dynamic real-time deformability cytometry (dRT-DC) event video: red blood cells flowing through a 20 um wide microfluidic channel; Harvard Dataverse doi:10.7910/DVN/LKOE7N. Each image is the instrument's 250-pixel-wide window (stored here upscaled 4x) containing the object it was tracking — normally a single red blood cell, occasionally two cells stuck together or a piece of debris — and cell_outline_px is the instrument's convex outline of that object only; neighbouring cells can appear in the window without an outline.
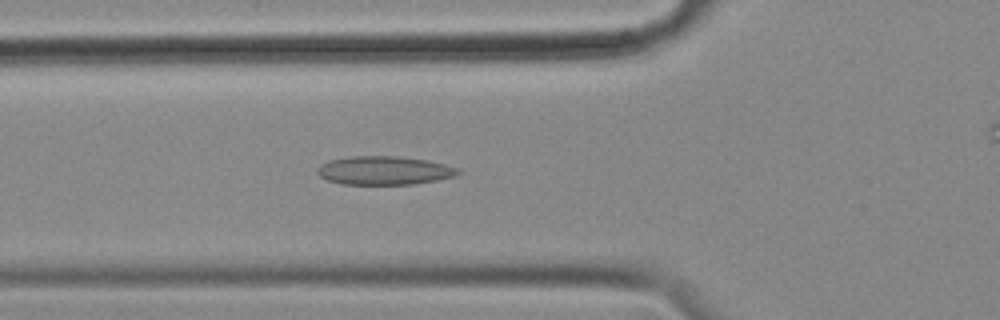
{"species": "common noctule bat (a hibernating species)", "species_latin": "Nyctalus noctula", "temperature_condition": "cold", "stored_images_in_passage": 54, "camera_frame_rate_fps": 3000, "um_per_image_px": 0.085, "animal": {"sex": "female", "body_mass_g": 18.4}, "frame": {"image": 1, "passage_image": 16, "time_ms": 5.0, "image_size_px": [1000, 320], "cell_outline_px": [[460, 172], [452, 176], [436, 180], [412, 184], [340, 184], [328, 180], [320, 176], [316, 172], [316, 168], [320, 164], [328, 160], [348, 156], [400, 156], [428, 160], [460, 168]], "centroid_in_image_um": [32.61, 14.48], "position_along_channel_um": 93.2, "area_um2": 23.52}}
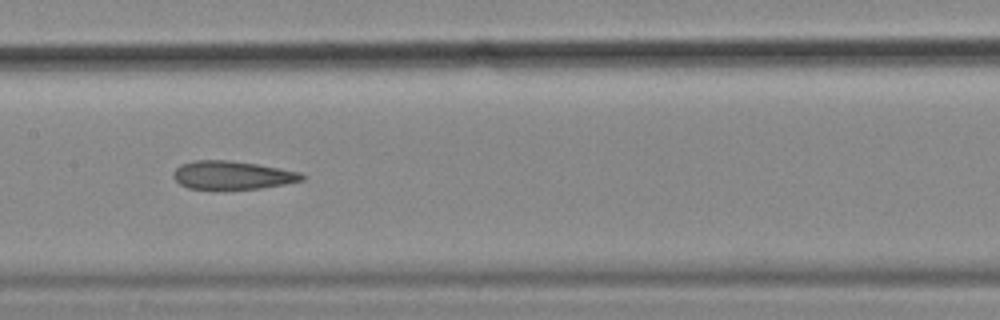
{"frame": {"image": 2, "passage_image": 24, "time_ms": 7.667, "image_size_px": [1000, 320], "cell_outline_px": [[308, 176], [304, 180], [284, 184], [260, 188], [188, 188], [180, 184], [172, 176], [172, 172], [180, 164], [196, 160], [228, 160], [256, 164], [280, 168], [300, 172]], "centroid_in_image_um": [19.76, 14.87], "position_along_channel_um": 187.6, "area_um2": 21.04}}
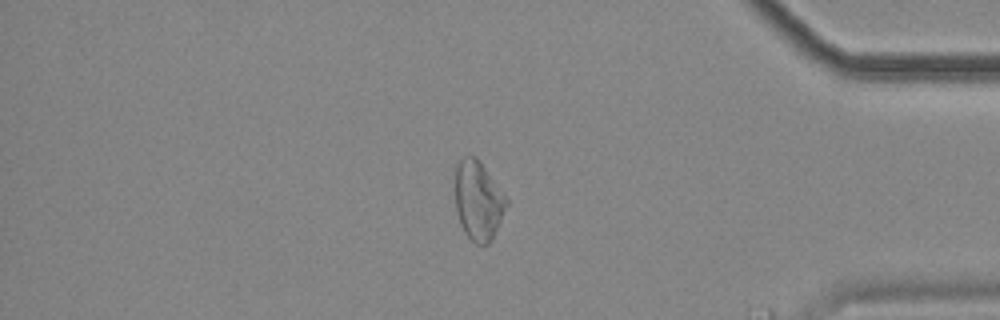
{"frame": {"image": 3, "passage_image": 44, "time_ms": 14.333, "image_size_px": [1000, 320], "cell_outline_px": [[508, 204], [492, 240], [488, 244], [476, 244], [464, 232], [460, 224], [456, 212], [456, 164], [464, 156], [476, 156], [480, 160], [508, 200]], "centroid_in_image_um": [40.65, 17.05], "position_along_channel_um": 394.5, "area_um2": 23.58}}